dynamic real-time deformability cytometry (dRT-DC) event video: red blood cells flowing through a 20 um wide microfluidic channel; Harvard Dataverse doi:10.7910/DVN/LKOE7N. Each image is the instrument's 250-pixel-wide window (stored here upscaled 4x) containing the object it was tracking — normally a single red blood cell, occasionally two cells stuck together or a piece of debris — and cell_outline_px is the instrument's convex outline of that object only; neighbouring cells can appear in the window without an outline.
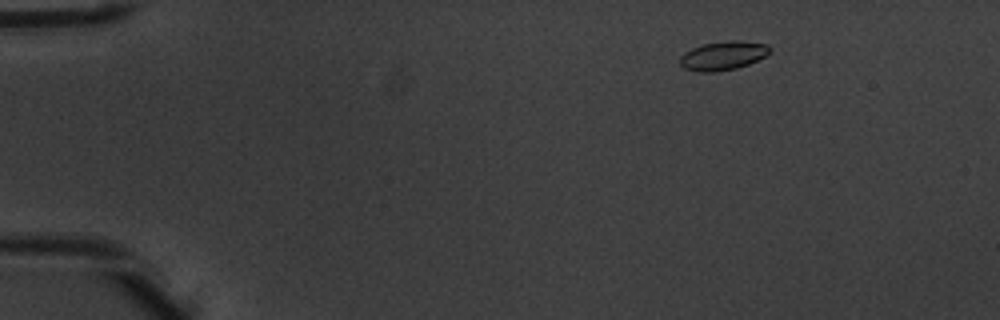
{"species": "common noctule bat (a hibernating species)", "species_latin": "Nyctalus noctula", "temperature_condition": "warm", "stored_images_in_passage": 6, "camera_frame_rate_fps": 3000, "um_per_image_px": 0.085, "animal": {"sex": "male", "body_mass_g": 20.1, "forearm_length_mm": 53.5}, "frame": {"image": 1, "passage_image": 1, "time_ms": 0.0, "image_size_px": [1000, 320], "cell_outline_px": [[772, 52], [748, 64], [736, 68], [716, 72], [696, 72], [684, 68], [680, 64], [680, 56], [684, 52], [692, 48], [704, 44], [728, 40], [740, 40], [768, 44], [772, 48]], "centroid_in_image_um": [61.47, 4.72], "position_along_channel_um": 23.5, "area_um2": 15.26}}
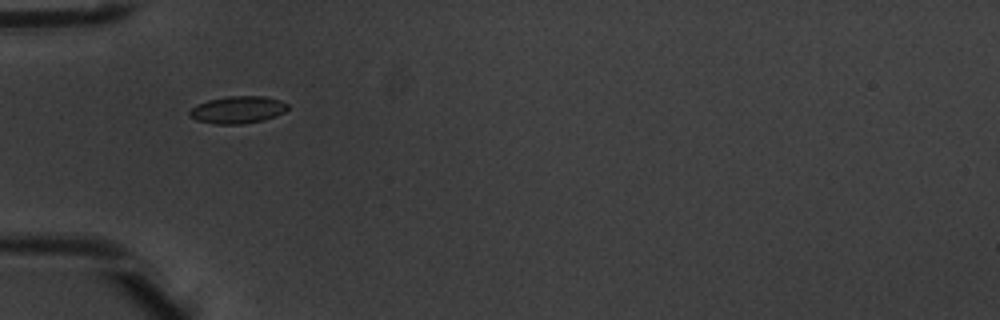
{"frame": {"image": 2, "passage_image": 4, "time_ms": 1.0, "image_size_px": [1000, 320], "cell_outline_px": [[288, 108], [284, 112], [276, 116], [264, 120], [240, 124], [212, 124], [196, 120], [188, 116], [188, 112], [196, 104], [208, 100], [228, 96], [264, 96], [280, 100], [288, 104]], "centroid_in_image_um": [20.18, 9.33], "position_along_channel_um": 64.8, "area_um2": 15.72}}
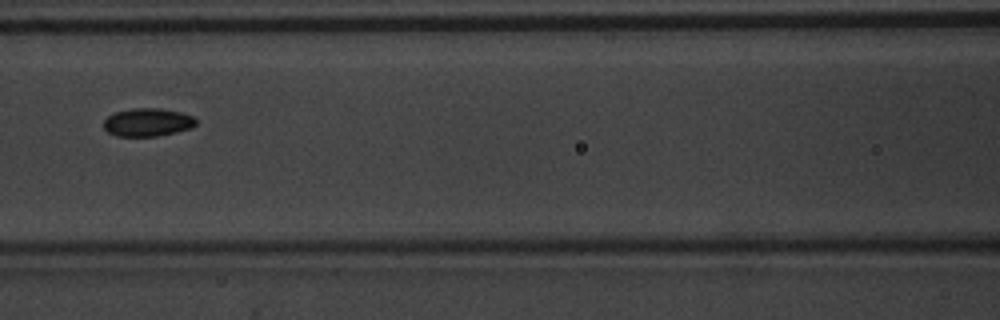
{"frame": {"image": 3, "passage_image": 6, "time_ms": 1.667, "image_size_px": [1000, 320], "cell_outline_px": [[196, 124], [192, 128], [176, 132], [156, 136], [116, 136], [108, 132], [104, 128], [104, 120], [108, 116], [116, 112], [132, 108], [160, 108], [180, 112], [192, 116], [196, 120]], "centroid_in_image_um": [12.55, 10.39], "position_along_channel_um": 154.1, "area_um2": 15.09}}